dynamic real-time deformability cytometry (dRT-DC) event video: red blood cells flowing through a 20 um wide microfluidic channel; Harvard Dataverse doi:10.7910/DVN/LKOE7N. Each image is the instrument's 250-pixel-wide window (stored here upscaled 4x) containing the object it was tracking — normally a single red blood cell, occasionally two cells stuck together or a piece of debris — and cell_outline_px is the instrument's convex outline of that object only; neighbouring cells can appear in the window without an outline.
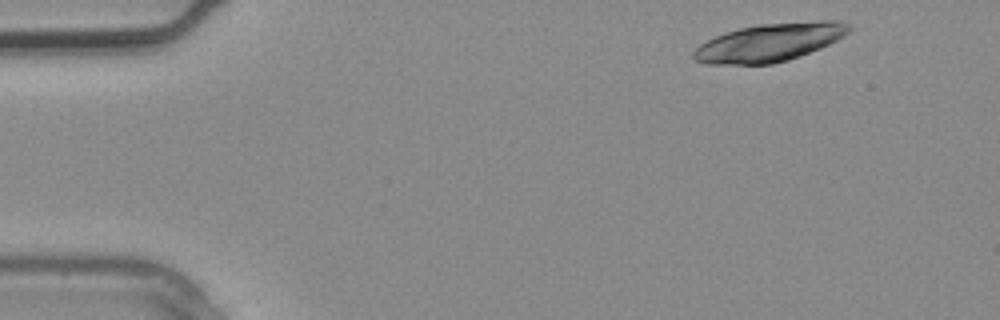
{"species": "common noctule bat (a hibernating species)", "species_latin": "Nyctalus noctula", "temperature_condition": "warm", "stored_images_in_passage": 1, "camera_frame_rate_fps": 3000, "um_per_image_px": 0.085, "animal": {"sex": "male", "body_mass_g": 20.4}, "frame": {"image": 1, "passage_image": 1, "time_ms": 0.0, "image_size_px": [1000, 320], "cell_outline_px": [[852, 28], [844, 36], [820, 48], [800, 56], [788, 60], [772, 64], [704, 64], [696, 60], [692, 56], [692, 52], [700, 44], [724, 32], [740, 28], [760, 24], [820, 20], [840, 20], [852, 24]], "centroid_in_image_um": [65.44, 3.6], "position_along_channel_um": 19.6, "area_um2": 34.62}}